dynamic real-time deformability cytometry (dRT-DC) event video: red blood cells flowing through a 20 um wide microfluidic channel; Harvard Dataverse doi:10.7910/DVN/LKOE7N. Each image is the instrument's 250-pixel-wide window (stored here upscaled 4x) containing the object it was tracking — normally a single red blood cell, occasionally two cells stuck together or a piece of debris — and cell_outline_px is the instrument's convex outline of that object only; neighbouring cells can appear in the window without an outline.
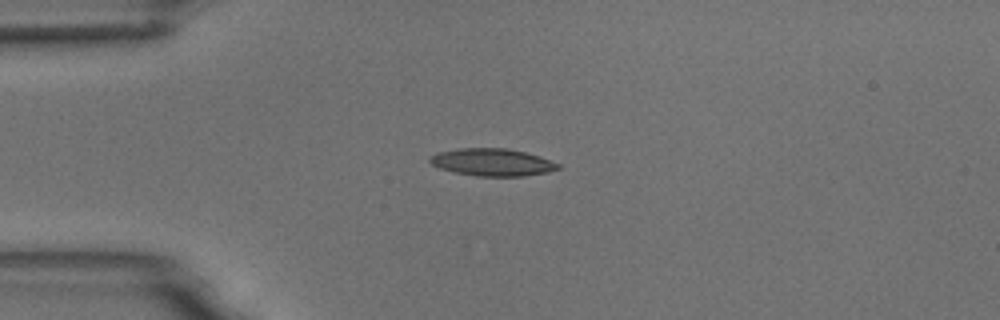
{"species": "common noctule bat (a hibernating species)", "species_latin": "Nyctalus noctula", "temperature_condition": "room temperature", "stored_images_in_passage": 5, "camera_frame_rate_fps": 3000, "um_per_image_px": 0.085, "animal": {"sex": "male", "body_mass_g": 18.8}, "frame": {"image": 1, "passage_image": 1, "time_ms": 0.0, "image_size_px": [1000, 320], "cell_outline_px": [[560, 168], [548, 172], [524, 176], [476, 176], [452, 172], [440, 168], [432, 164], [428, 160], [436, 152], [460, 148], [508, 148], [540, 156], [560, 164]], "centroid_in_image_um": [41.84, 13.79], "position_along_channel_um": 43.2, "area_um2": 20.52}}